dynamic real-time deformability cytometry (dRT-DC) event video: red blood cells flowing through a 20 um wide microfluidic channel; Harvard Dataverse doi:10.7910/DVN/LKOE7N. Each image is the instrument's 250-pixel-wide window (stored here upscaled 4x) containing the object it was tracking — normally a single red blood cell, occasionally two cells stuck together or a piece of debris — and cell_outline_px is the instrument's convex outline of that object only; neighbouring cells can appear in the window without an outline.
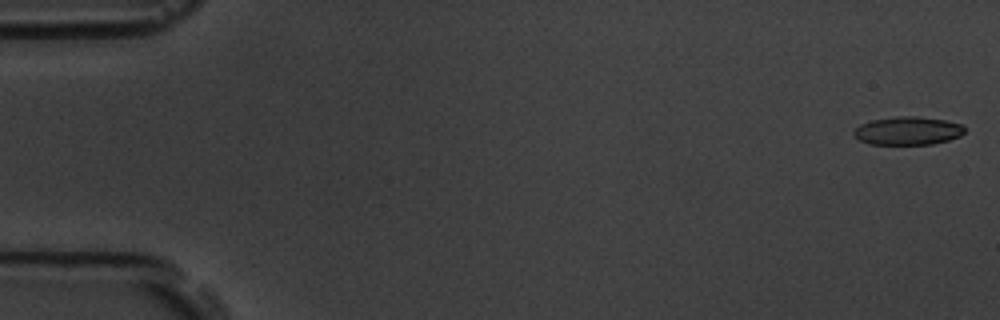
{"species": "common noctule bat (a hibernating species)", "species_latin": "Nyctalus noctula", "temperature_condition": "room temperature", "stored_images_in_passage": 13, "camera_frame_rate_fps": 3000, "um_per_image_px": 0.085, "animal": {"sex": "male", "body_mass_g": 19.5, "forearm_length_mm": 54.6}, "frame": {"image": 1, "passage_image": 1, "time_ms": 0.0, "image_size_px": [1000, 320], "cell_outline_px": [[964, 132], [960, 136], [948, 140], [932, 144], [868, 144], [860, 140], [852, 132], [860, 124], [872, 120], [896, 116], [916, 116], [944, 120], [964, 124]], "centroid_in_image_um": [77.17, 11.11], "position_along_channel_um": 7.8, "area_um2": 18.21}}
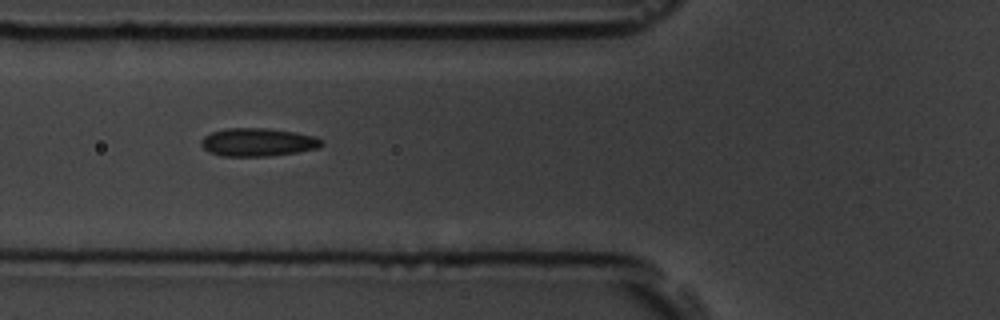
{"frame": {"image": 2, "passage_image": 6, "time_ms": 1.667, "image_size_px": [1000, 320], "cell_outline_px": [[324, 144], [316, 148], [296, 152], [272, 156], [224, 156], [208, 152], [200, 144], [200, 140], [204, 136], [212, 132], [224, 128], [268, 128], [296, 132], [316, 136], [324, 140]], "centroid_in_image_um": [21.92, 12.08], "position_along_channel_um": 103.9, "area_um2": 19.94}}
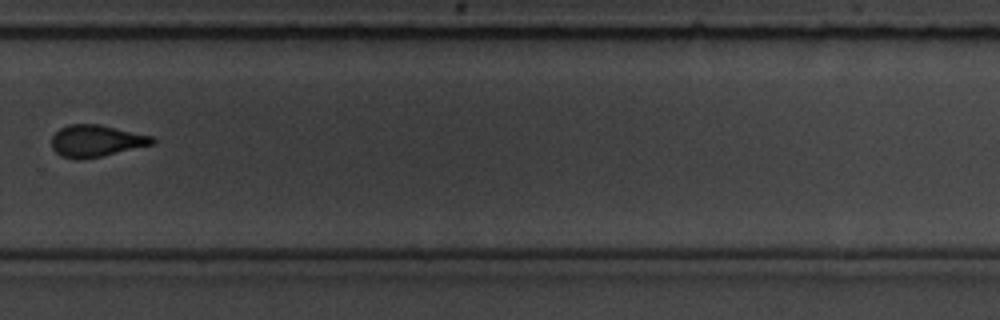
{"frame": {"image": 3, "passage_image": 11, "time_ms": 3.333, "image_size_px": [1000, 320], "cell_outline_px": [[156, 140], [152, 144], [84, 160], [76, 160], [60, 156], [52, 148], [52, 136], [60, 128], [68, 124], [96, 124], [152, 136]], "centroid_in_image_um": [8.11, 11.99], "position_along_channel_um": 321.7, "area_um2": 18.5}}